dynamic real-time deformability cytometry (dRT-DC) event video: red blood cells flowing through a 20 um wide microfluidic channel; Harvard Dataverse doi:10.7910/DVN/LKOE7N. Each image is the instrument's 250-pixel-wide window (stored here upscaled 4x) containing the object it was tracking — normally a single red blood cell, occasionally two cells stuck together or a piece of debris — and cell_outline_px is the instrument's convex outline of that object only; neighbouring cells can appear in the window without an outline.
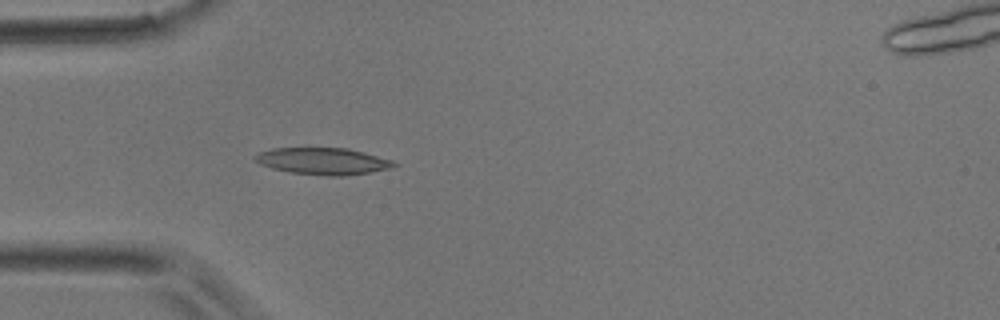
{"species": "common noctule bat (a hibernating species)", "species_latin": "Nyctalus noctula", "temperature_condition": "room temperature", "stored_images_in_passage": 4, "camera_frame_rate_fps": 3000, "um_per_image_px": 0.085, "animal": {"sex": "male", "body_mass_g": 17.9}, "frame": {"image": 1, "passage_image": 4, "time_ms": 1.0, "image_size_px": [1000, 320], "cell_outline_px": [[400, 164], [388, 168], [368, 172], [340, 176], [328, 176], [288, 172], [272, 168], [260, 164], [252, 156], [260, 152], [272, 148], [348, 148], [364, 152], [392, 160]], "centroid_in_image_um": [27.43, 13.69], "position_along_channel_um": 57.6, "area_um2": 21.56}}